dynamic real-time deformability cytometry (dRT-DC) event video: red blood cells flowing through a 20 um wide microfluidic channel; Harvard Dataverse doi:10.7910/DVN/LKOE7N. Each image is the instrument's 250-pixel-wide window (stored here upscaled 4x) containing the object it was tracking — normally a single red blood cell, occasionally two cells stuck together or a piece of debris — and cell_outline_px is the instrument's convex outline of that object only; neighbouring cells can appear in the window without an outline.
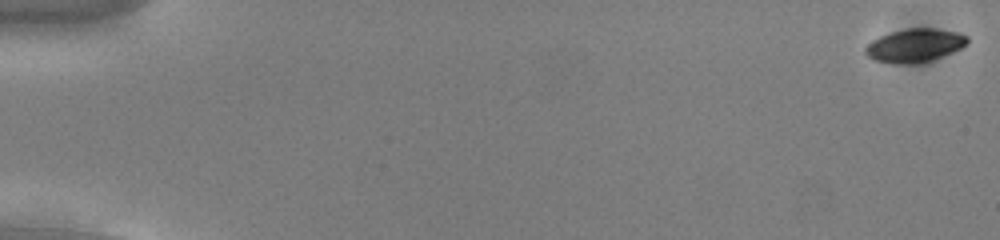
{"species": "common noctule bat (a hibernating species)", "species_latin": "Nyctalus noctula", "temperature_condition": "cold", "stored_images_in_passage": 55, "camera_frame_rate_fps": 3000, "um_per_image_px": 0.085, "animal": {"sex": "male", "body_mass_g": 13.0, "forearm_length_mm": 53.1}, "frame": {"image": 1, "passage_image": 1, "time_ms": 0.0, "image_size_px": [1000, 240], "cell_outline_px": [[968, 44], [952, 52], [928, 60], [908, 64], [900, 64], [872, 60], [864, 52], [864, 48], [872, 40], [880, 36], [892, 32], [908, 28], [932, 28], [960, 32], [968, 36]], "centroid_in_image_um": [77.75, 3.85], "position_along_channel_um": 7.3, "area_um2": 19.65}}
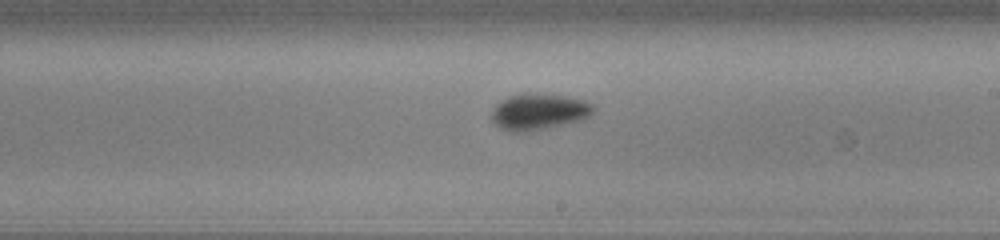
{"frame": {"image": 2, "passage_image": 33, "time_ms": 10.667, "image_size_px": [1000, 240], "cell_outline_px": [[596, 108], [584, 120], [528, 132], [508, 132], [500, 128], [488, 116], [496, 104], [500, 100], [508, 96], [520, 92], [568, 96], [584, 100], [592, 104]], "centroid_in_image_um": [45.76, 9.49], "position_along_channel_um": 243.2, "area_um2": 22.02}}
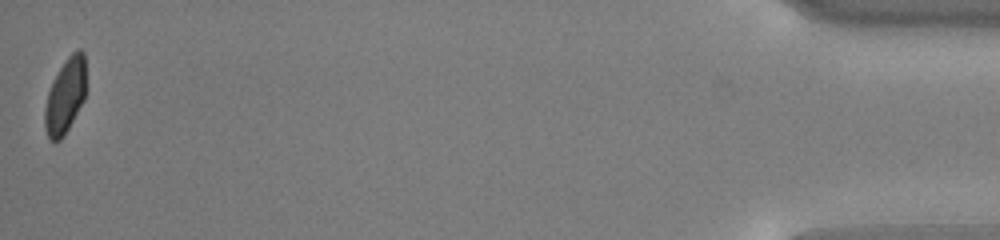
{"frame": {"image": 3, "passage_image": 55, "time_ms": 18.0, "image_size_px": [1000, 240], "cell_outline_px": [[84, 100], [64, 136], [60, 140], [52, 140], [48, 136], [44, 128], [44, 112], [48, 92], [52, 80], [68, 56], [72, 52], [80, 48], [84, 52]], "centroid_in_image_um": [5.53, 8.16], "position_along_channel_um": 429.7, "area_um2": 17.74}, "authors_computed_cell_mechanics": {"area_um2": 19.3052, "velocity_mm_per_s": 3.7824, "shape_relaxation_time_tau1_ms": 4.1445, "shape_relaxation_time_tau2_ms": null, "deformation_change_tau1": 0.1295, "deformation_change_tau2": null}}